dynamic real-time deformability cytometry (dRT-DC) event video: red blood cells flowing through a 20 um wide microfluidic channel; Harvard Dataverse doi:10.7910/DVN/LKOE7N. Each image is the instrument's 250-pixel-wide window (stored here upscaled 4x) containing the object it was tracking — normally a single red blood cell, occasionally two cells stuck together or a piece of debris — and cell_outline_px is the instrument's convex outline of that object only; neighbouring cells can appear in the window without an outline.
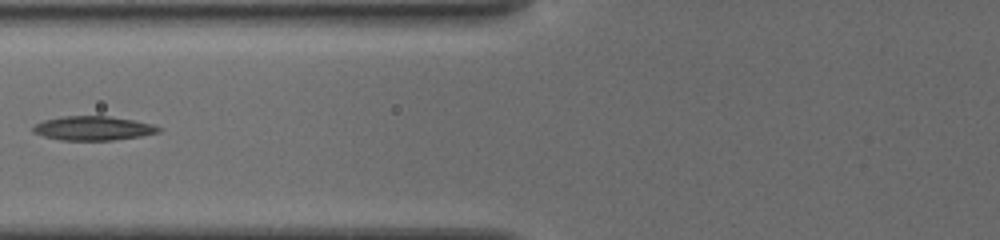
{"species": "common noctule bat (a hibernating species)", "species_latin": "Nyctalus noctula", "temperature_condition": "cold", "stored_images_in_passage": 16, "segment_of_instrument_passage": [2, 2], "camera_frame_rate_fps": 3000, "um_per_image_px": 0.085, "animal": {"sex": "female", "body_mass_g": 19.5, "forearm_length_mm": 54.1}, "frame": {"image": 1, "passage_image": 10, "time_ms": 8.333, "image_size_px": [1000, 240], "cell_outline_px": [[160, 132], [140, 136], [112, 140], [60, 140], [44, 136], [32, 132], [32, 128], [36, 124], [44, 120], [60, 116], [108, 116], [132, 120], [152, 124], [160, 128]], "centroid_in_image_um": [7.88, 10.9], "position_along_channel_um": 117.9, "area_um2": 17.51}}
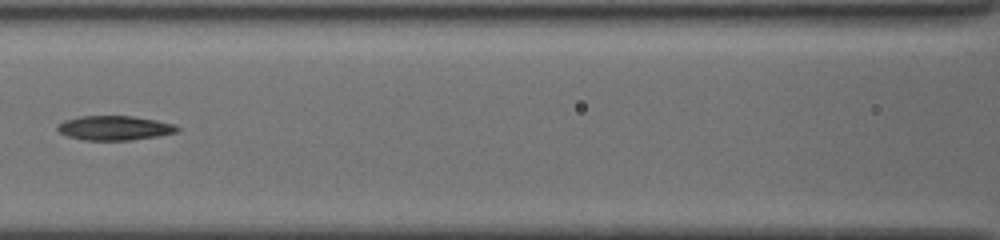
{"frame": {"image": 2, "passage_image": 12, "time_ms": 9.333, "image_size_px": [1000, 240], "cell_outline_px": [[180, 128], [176, 132], [156, 136], [132, 140], [84, 140], [68, 136], [60, 132], [56, 128], [64, 120], [80, 116], [132, 116], [156, 120], [176, 124]], "centroid_in_image_um": [9.75, 10.87], "position_along_channel_um": 156.8, "area_um2": 16.94}}
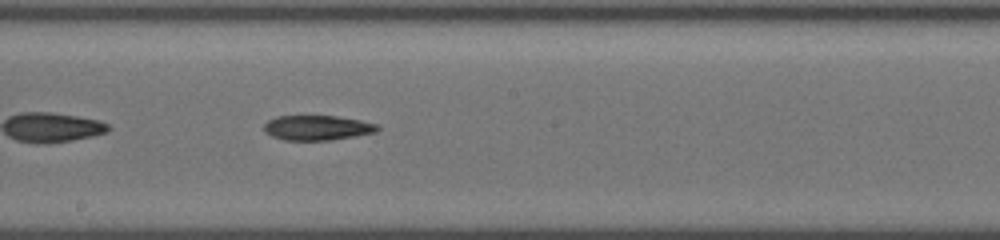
{"frame": {"image": 3, "passage_image": 16, "time_ms": 11.0, "image_size_px": [1000, 240], "cell_outline_px": [[380, 128], [376, 132], [332, 140], [284, 140], [272, 136], [264, 132], [264, 124], [268, 120], [276, 116], [336, 116], [360, 120], [376, 124]], "centroid_in_image_um": [26.94, 10.86], "position_along_channel_um": 221.3, "area_um2": 16.42}}